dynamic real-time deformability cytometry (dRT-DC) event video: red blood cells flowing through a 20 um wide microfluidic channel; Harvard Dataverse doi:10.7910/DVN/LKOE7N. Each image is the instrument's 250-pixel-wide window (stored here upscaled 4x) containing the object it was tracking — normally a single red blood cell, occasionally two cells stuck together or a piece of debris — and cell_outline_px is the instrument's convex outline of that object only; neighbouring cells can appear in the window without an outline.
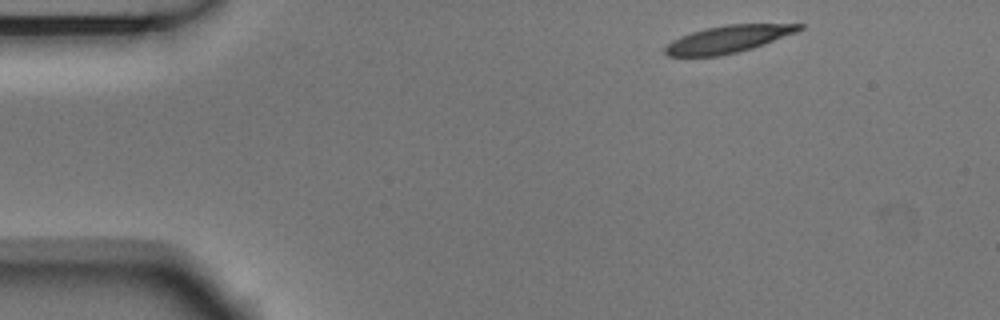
{"species": "Egyptian fruit bat (a non-hibernating species)", "species_latin": "Rousettus aegyptiacus", "temperature_condition": "room temperature", "stored_images_in_passage": 3, "camera_frame_rate_fps": 3000, "um_per_image_px": 0.085, "animal": {"sex": "male"}, "frame": {"image": 1, "passage_image": 1, "time_ms": 0.0, "image_size_px": [1000, 320], "cell_outline_px": [[804, 28], [796, 32], [764, 44], [752, 48], [720, 56], [668, 56], [664, 52], [664, 48], [672, 40], [680, 36], [704, 28], [728, 24], [804, 24]], "centroid_in_image_um": [61.87, 3.32], "position_along_channel_um": 23.1, "area_um2": 21.15}}